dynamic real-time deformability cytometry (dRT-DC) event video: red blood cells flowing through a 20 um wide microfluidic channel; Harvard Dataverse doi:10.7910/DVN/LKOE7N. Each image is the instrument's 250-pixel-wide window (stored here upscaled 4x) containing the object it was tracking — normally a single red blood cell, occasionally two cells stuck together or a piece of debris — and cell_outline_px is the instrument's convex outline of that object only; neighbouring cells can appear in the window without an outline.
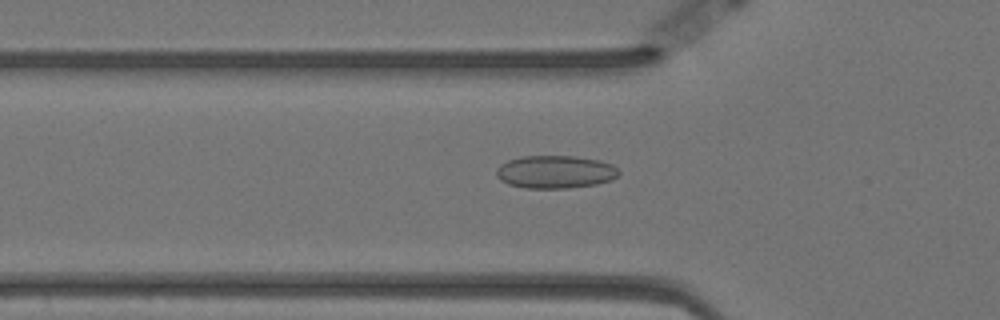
{"species": "Egyptian fruit bat (a non-hibernating species)", "species_latin": "Rousettus aegyptiacus", "temperature_condition": "warm", "stored_images_in_passage": 50, "camera_frame_rate_fps": 3000, "um_per_image_px": 0.085, "animal": {"sex": "female"}, "frame": {"image": 1, "passage_image": 18, "time_ms": 5.667, "image_size_px": [1000, 320], "cell_outline_px": [[620, 172], [616, 176], [608, 180], [596, 184], [568, 188], [524, 188], [508, 184], [500, 180], [496, 176], [496, 172], [500, 164], [508, 160], [520, 156], [576, 156], [600, 160], [612, 164]], "centroid_in_image_um": [47.16, 14.6], "position_along_channel_um": 78.6, "area_um2": 23.47}}
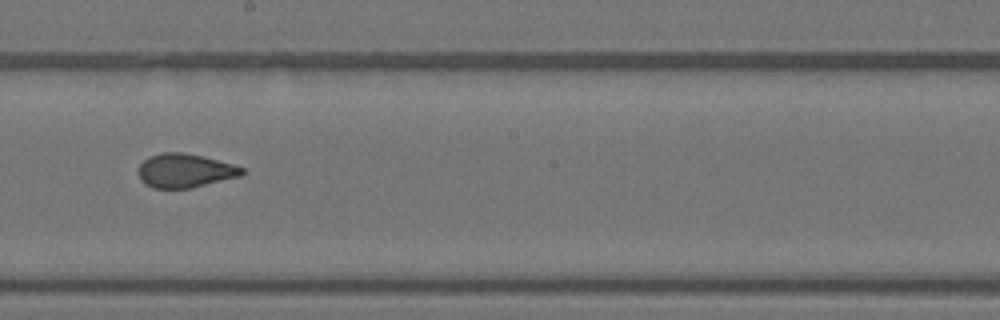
{"frame": {"image": 2, "passage_image": 31, "time_ms": 10.0, "image_size_px": [1000, 320], "cell_outline_px": [[244, 172], [240, 176], [192, 188], [152, 188], [144, 184], [140, 180], [140, 164], [148, 156], [160, 152], [184, 152], [232, 164], [244, 168]], "centroid_in_image_um": [15.7, 14.51], "position_along_channel_um": 232.5, "area_um2": 20.35}}
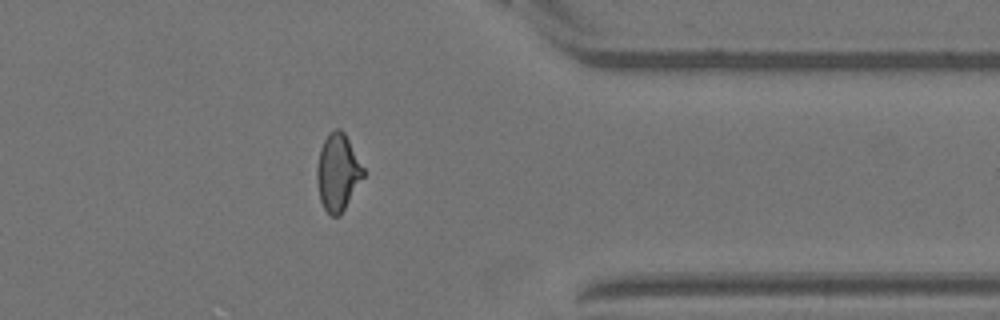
{"frame": {"image": 3, "passage_image": 45, "time_ms": 14.667, "image_size_px": [1000, 320], "cell_outline_px": [[364, 176], [340, 216], [332, 216], [324, 208], [320, 200], [316, 180], [316, 168], [320, 148], [328, 132], [336, 128], [340, 128], [344, 132], [364, 168]], "centroid_in_image_um": [28.69, 14.63], "position_along_channel_um": 382.7, "area_um2": 20.81}, "authors_computed_cell_mechanics": {"area_um2": 21.1837, "velocity_mm_per_s": 3.5198, "shape_relaxation_time_tau1_ms": null, "shape_relaxation_time_tau2_ms": 0.9567, "deformation_change_tau1": null, "deformation_change_tau2": 0.0629}}